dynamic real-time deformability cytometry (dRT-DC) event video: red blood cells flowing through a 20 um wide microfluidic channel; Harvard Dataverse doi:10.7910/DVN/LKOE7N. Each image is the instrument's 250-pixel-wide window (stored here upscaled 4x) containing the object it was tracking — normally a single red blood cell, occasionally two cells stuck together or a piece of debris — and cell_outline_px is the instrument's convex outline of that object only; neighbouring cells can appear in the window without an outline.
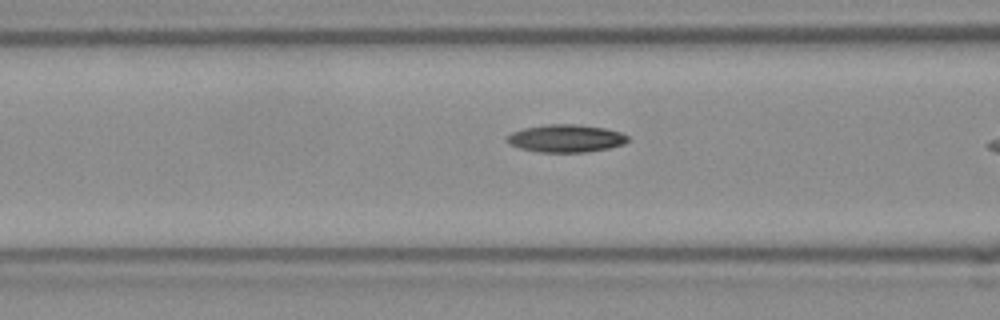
{"species": "Egyptian fruit bat (a non-hibernating species)", "species_latin": "Rousettus aegyptiacus", "temperature_condition": "room temperature", "stored_images_in_passage": 8, "camera_frame_rate_fps": 3000, "um_per_image_px": 0.085, "frame": {"image": 1, "passage_image": 6, "time_ms": 1.667, "image_size_px": [1000, 320], "cell_outline_px": [[628, 140], [624, 144], [608, 148], [584, 152], [536, 152], [520, 148], [508, 144], [504, 140], [504, 136], [512, 132], [524, 128], [544, 124], [576, 124], [604, 128], [620, 132], [628, 136]], "centroid_in_image_um": [48.03, 11.76], "position_along_channel_um": 118.6, "area_um2": 19.65}}